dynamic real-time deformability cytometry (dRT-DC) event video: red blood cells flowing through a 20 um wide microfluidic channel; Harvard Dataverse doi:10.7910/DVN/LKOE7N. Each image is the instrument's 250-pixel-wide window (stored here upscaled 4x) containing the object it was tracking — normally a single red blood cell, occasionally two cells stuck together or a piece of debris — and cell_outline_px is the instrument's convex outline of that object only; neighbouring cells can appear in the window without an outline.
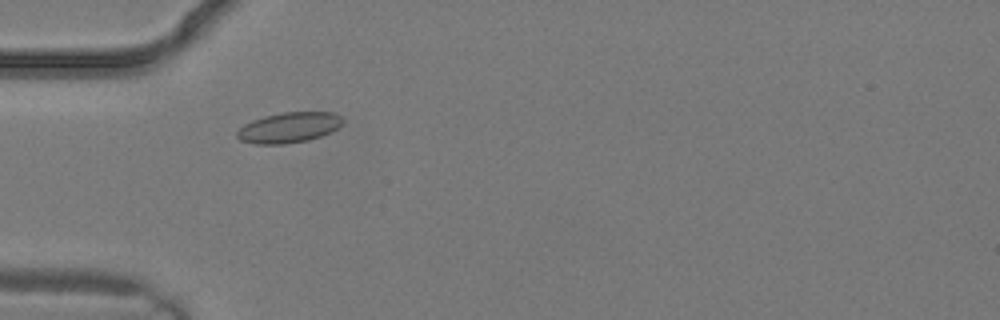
{"species": "common noctule bat (a hibernating species)", "species_latin": "Nyctalus noctula", "temperature_condition": "warm", "stored_images_in_passage": 2, "camera_frame_rate_fps": 3000, "um_per_image_px": 0.085, "animal": {"sex": "male", "body_mass_g": 19.2, "forearm_length_mm": 51.8}, "frame": {"image": 1, "passage_image": 2, "time_ms": 0.333, "image_size_px": [1000, 320], "cell_outline_px": [[344, 124], [320, 136], [308, 140], [284, 144], [252, 144], [240, 140], [236, 136], [236, 132], [244, 124], [252, 120], [264, 116], [280, 112], [332, 112], [340, 116], [344, 120]], "centroid_in_image_um": [24.53, 10.84], "position_along_channel_um": 60.5, "area_um2": 18.79}}